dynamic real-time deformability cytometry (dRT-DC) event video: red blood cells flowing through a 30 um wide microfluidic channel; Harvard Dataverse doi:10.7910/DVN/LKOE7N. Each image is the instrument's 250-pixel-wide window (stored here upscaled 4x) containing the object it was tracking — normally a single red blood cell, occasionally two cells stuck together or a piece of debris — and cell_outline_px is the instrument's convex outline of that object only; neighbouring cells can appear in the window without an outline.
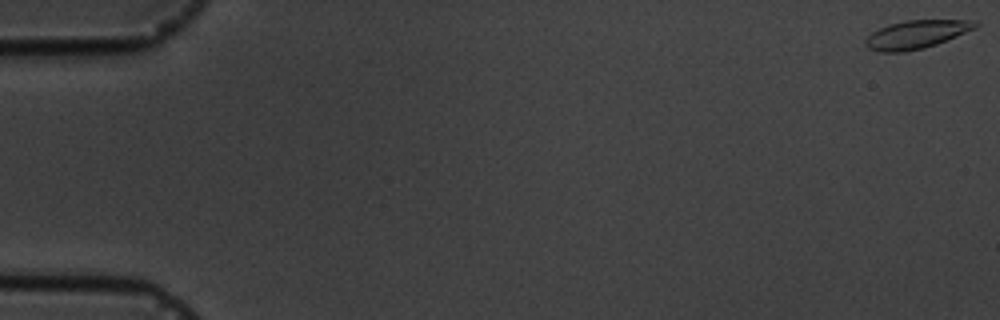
{"species": "common noctule bat (a hibernating species)", "species_latin": "Nyctalus noctula", "temperature_condition": "cold", "stored_images_in_passage": 6, "camera_frame_rate_fps": 3000, "um_per_image_px": 0.085, "animal": {"sex": "male", "body_mass_g": 19.5, "forearm_length_mm": 54.6}, "frame": {"image": 1, "passage_image": 1, "time_ms": 0.0, "image_size_px": [1000, 320], "cell_outline_px": [[980, 24], [976, 28], [936, 44], [924, 48], [904, 52], [880, 52], [868, 48], [864, 44], [864, 40], [872, 32], [880, 28], [892, 24], [908, 20], [972, 20]], "centroid_in_image_um": [77.88, 2.93], "position_along_channel_um": 7.1, "area_um2": 17.92}}
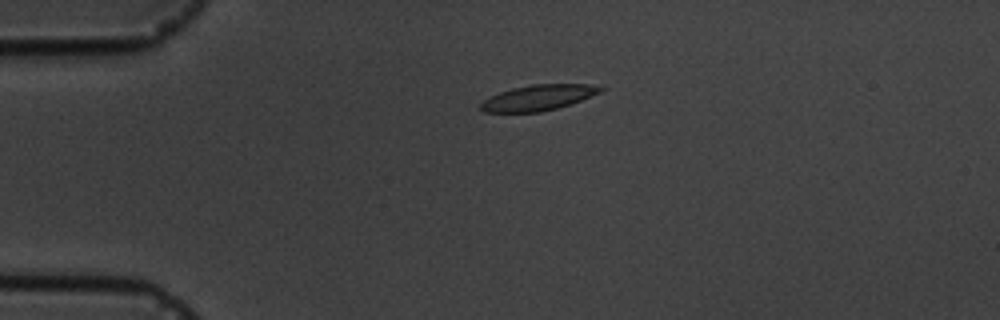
{"frame": {"image": 2, "passage_image": 5, "time_ms": 4.333, "image_size_px": [1000, 320], "cell_outline_px": [[608, 88], [600, 92], [580, 100], [556, 108], [540, 112], [484, 112], [480, 108], [480, 104], [484, 100], [500, 92], [512, 88], [532, 84], [588, 84]], "centroid_in_image_um": [45.75, 8.29], "position_along_channel_um": 39.3, "area_um2": 17.63}}